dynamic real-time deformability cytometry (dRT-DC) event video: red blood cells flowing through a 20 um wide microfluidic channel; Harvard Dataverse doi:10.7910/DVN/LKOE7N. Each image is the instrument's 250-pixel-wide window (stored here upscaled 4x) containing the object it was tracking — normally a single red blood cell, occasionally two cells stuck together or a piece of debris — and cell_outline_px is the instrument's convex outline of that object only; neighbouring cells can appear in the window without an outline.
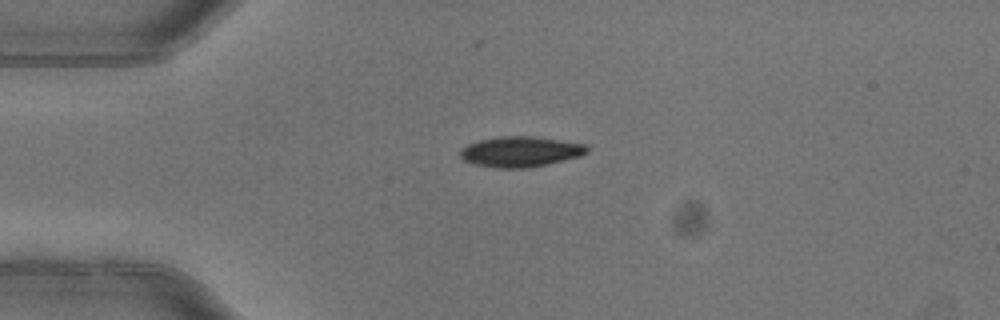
{"species": "common noctule bat (a hibernating species)", "species_latin": "Nyctalus noctula", "temperature_condition": "warm", "stored_images_in_passage": 2, "camera_frame_rate_fps": 3000, "um_per_image_px": 0.085, "animal": {"sex": "female"}, "frame": {"image": 1, "passage_image": 1, "time_ms": 0.0, "image_size_px": [1000, 320], "cell_outline_px": [[588, 152], [580, 156], [528, 168], [496, 168], [476, 164], [464, 160], [460, 156], [460, 148], [468, 144], [480, 140], [500, 136], [532, 136], [584, 144], [588, 148]], "centroid_in_image_um": [44.21, 12.89], "position_along_channel_um": 40.8, "area_um2": 22.25}}